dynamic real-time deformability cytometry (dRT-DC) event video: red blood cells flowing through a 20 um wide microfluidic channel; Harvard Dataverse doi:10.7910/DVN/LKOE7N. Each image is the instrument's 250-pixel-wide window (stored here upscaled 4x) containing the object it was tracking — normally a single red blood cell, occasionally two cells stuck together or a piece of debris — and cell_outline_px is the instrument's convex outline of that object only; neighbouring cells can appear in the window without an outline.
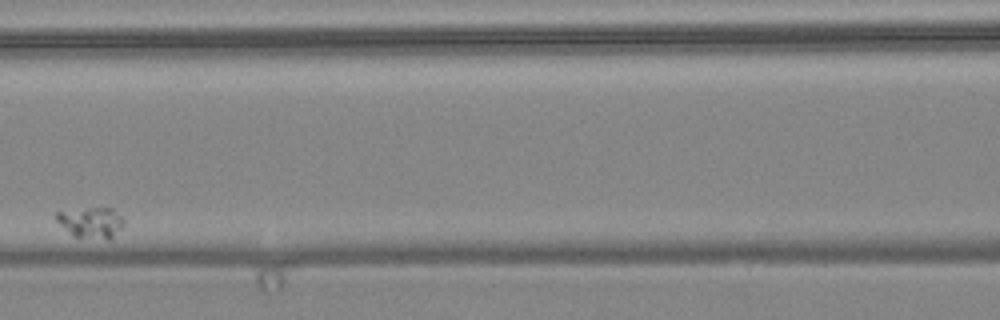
{"species": "common noctule bat (a hibernating species)", "species_latin": "Nyctalus noctula", "temperature_condition": "warm", "stored_images_in_passage": 9, "camera_frame_rate_fps": 3000, "um_per_image_px": 0.085, "animal": {"sex": "female", "body_mass_g": 24.6, "forearm_length_mm": 56.2}, "frame": {"image": 1, "passage_image": 7, "time_ms": 2.0, "image_size_px": [1000, 320], "cell_outline_px": [[124, 224], [108, 240], [72, 236], [56, 220], [56, 212], [88, 208], [112, 208], [124, 220]], "centroid_in_image_um": [7.72, 18.92], "position_along_channel_um": 158.9, "area_um2": 11.91}}
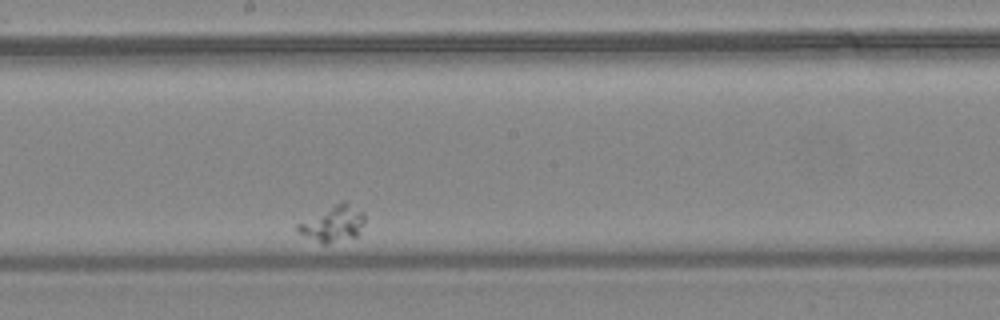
{"frame": {"image": 2, "passage_image": 9, "time_ms": 2.667, "image_size_px": [1000, 320], "cell_outline_px": [[364, 220], [356, 236], [328, 244], [320, 244], [300, 232], [296, 228], [296, 224], [344, 200], [348, 200], [364, 212]], "centroid_in_image_um": [28.34, 19.0], "position_along_channel_um": 219.9, "area_um2": 13.76}}